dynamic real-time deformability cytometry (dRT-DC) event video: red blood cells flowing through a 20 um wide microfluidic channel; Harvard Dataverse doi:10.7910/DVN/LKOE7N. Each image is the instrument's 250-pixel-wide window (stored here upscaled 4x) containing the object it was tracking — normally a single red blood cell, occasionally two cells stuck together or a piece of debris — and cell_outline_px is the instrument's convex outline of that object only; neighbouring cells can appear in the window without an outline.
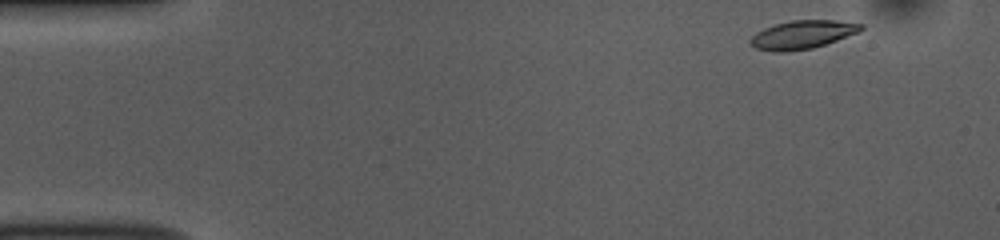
{"species": "common noctule bat (a hibernating species)", "species_latin": "Nyctalus noctula", "temperature_condition": "room temperature", "stored_images_in_passage": 49, "camera_frame_rate_fps": 3000, "um_per_image_px": 0.085, "animal": {"sex": "female", "body_mass_g": 10.0, "forearm_length_mm": 53.1}, "frame": {"image": 1, "passage_image": 1, "time_ms": 0.0, "image_size_px": [1000, 240], "cell_outline_px": [[864, 28], [860, 32], [812, 48], [788, 52], [772, 52], [756, 48], [748, 40], [756, 32], [764, 28], [776, 24], [792, 20], [832, 20], [864, 24]], "centroid_in_image_um": [68.2, 2.95], "position_along_channel_um": 16.8, "area_um2": 18.26}}
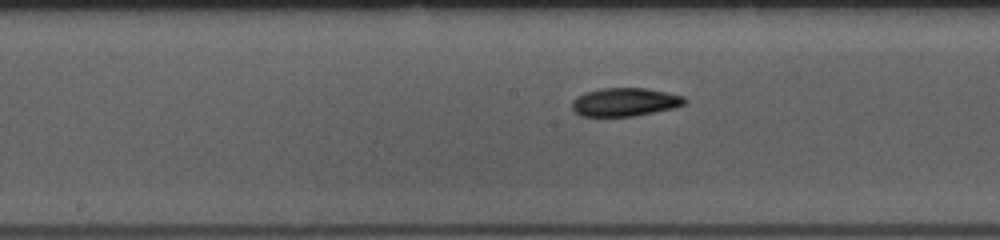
{"frame": {"image": 2, "passage_image": 23, "time_ms": 7.333, "image_size_px": [1000, 240], "cell_outline_px": [[688, 100], [684, 104], [676, 108], [632, 116], [580, 116], [572, 108], [572, 100], [576, 96], [584, 92], [600, 88], [644, 88], [684, 96]], "centroid_in_image_um": [53.1, 8.67], "position_along_channel_um": 195.1, "area_um2": 18.67}}
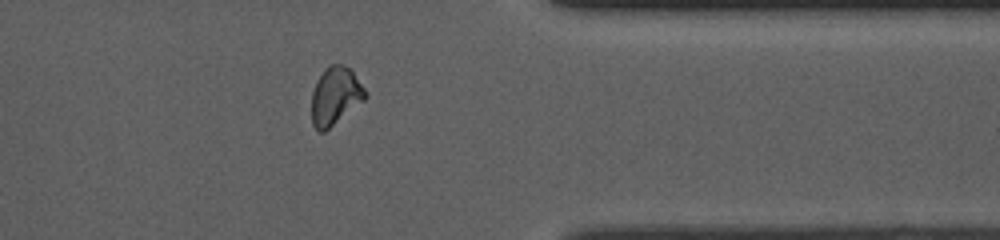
{"frame": {"image": 3, "passage_image": 39, "time_ms": 12.667, "image_size_px": [1000, 240], "cell_outline_px": [[368, 96], [364, 100], [324, 132], [320, 132], [312, 124], [312, 92], [316, 80], [324, 68], [328, 64], [344, 64], [352, 72], [368, 92]], "centroid_in_image_um": [28.49, 8.13], "position_along_channel_um": 382.9, "area_um2": 18.09}, "authors_computed_cell_mechanics": {"area_um2": 18.2648, "velocity_mm_per_s": 3.7362, "shape_relaxation_time_tau1_ms": 2.9114, "shape_relaxation_time_tau2_ms": 3.6852, "deformation_change_tau1": 0.1156, "deformation_change_tau2": 0.0936}}